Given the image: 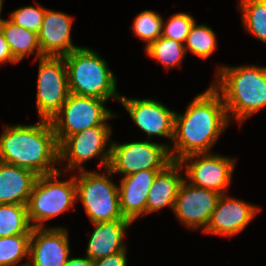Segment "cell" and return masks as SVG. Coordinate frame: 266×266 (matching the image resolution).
<instances>
[{
	"mask_svg": "<svg viewBox=\"0 0 266 266\" xmlns=\"http://www.w3.org/2000/svg\"><path fill=\"white\" fill-rule=\"evenodd\" d=\"M229 117L221 95L212 86L199 94L182 115L175 114L172 161L195 153H209L215 141L228 126Z\"/></svg>",
	"mask_w": 266,
	"mask_h": 266,
	"instance_id": "obj_1",
	"label": "cell"
},
{
	"mask_svg": "<svg viewBox=\"0 0 266 266\" xmlns=\"http://www.w3.org/2000/svg\"><path fill=\"white\" fill-rule=\"evenodd\" d=\"M0 161L31 170L36 175H49L60 169L59 144L50 120L40 119L35 125H15L0 136Z\"/></svg>",
	"mask_w": 266,
	"mask_h": 266,
	"instance_id": "obj_2",
	"label": "cell"
},
{
	"mask_svg": "<svg viewBox=\"0 0 266 266\" xmlns=\"http://www.w3.org/2000/svg\"><path fill=\"white\" fill-rule=\"evenodd\" d=\"M217 72L218 82L212 87L221 95L229 120L231 112L243 123L266 106V67H218Z\"/></svg>",
	"mask_w": 266,
	"mask_h": 266,
	"instance_id": "obj_3",
	"label": "cell"
},
{
	"mask_svg": "<svg viewBox=\"0 0 266 266\" xmlns=\"http://www.w3.org/2000/svg\"><path fill=\"white\" fill-rule=\"evenodd\" d=\"M69 92L108 100L120 99L116 93V78L104 59L89 48L79 47L64 56Z\"/></svg>",
	"mask_w": 266,
	"mask_h": 266,
	"instance_id": "obj_4",
	"label": "cell"
},
{
	"mask_svg": "<svg viewBox=\"0 0 266 266\" xmlns=\"http://www.w3.org/2000/svg\"><path fill=\"white\" fill-rule=\"evenodd\" d=\"M61 171L41 175L36 179L26 205L28 218L33 228H43L44 221L66 211L78 199L74 177L69 181L56 179L62 173ZM53 178L56 181H51Z\"/></svg>",
	"mask_w": 266,
	"mask_h": 266,
	"instance_id": "obj_5",
	"label": "cell"
},
{
	"mask_svg": "<svg viewBox=\"0 0 266 266\" xmlns=\"http://www.w3.org/2000/svg\"><path fill=\"white\" fill-rule=\"evenodd\" d=\"M108 174L80 171L79 178L74 176L77 187V198H80L86 214L92 223L113 220H128L121 214L119 207V189Z\"/></svg>",
	"mask_w": 266,
	"mask_h": 266,
	"instance_id": "obj_6",
	"label": "cell"
},
{
	"mask_svg": "<svg viewBox=\"0 0 266 266\" xmlns=\"http://www.w3.org/2000/svg\"><path fill=\"white\" fill-rule=\"evenodd\" d=\"M102 100L96 97L70 93L61 109L50 120L60 144L65 138L94 126H108L113 117Z\"/></svg>",
	"mask_w": 266,
	"mask_h": 266,
	"instance_id": "obj_7",
	"label": "cell"
},
{
	"mask_svg": "<svg viewBox=\"0 0 266 266\" xmlns=\"http://www.w3.org/2000/svg\"><path fill=\"white\" fill-rule=\"evenodd\" d=\"M111 158L108 169L125 176L143 170H163L172 162L170 146L142 141L116 144L111 142Z\"/></svg>",
	"mask_w": 266,
	"mask_h": 266,
	"instance_id": "obj_8",
	"label": "cell"
},
{
	"mask_svg": "<svg viewBox=\"0 0 266 266\" xmlns=\"http://www.w3.org/2000/svg\"><path fill=\"white\" fill-rule=\"evenodd\" d=\"M69 94L64 58H39L36 107L40 119L51 120L66 102Z\"/></svg>",
	"mask_w": 266,
	"mask_h": 266,
	"instance_id": "obj_9",
	"label": "cell"
},
{
	"mask_svg": "<svg viewBox=\"0 0 266 266\" xmlns=\"http://www.w3.org/2000/svg\"><path fill=\"white\" fill-rule=\"evenodd\" d=\"M111 134L109 126H94L84 131L78 132L65 138L59 144V161L67 159V169L73 170L79 167L80 171L84 170L81 165L100 155L102 165L109 166L111 158V146L104 151Z\"/></svg>",
	"mask_w": 266,
	"mask_h": 266,
	"instance_id": "obj_10",
	"label": "cell"
},
{
	"mask_svg": "<svg viewBox=\"0 0 266 266\" xmlns=\"http://www.w3.org/2000/svg\"><path fill=\"white\" fill-rule=\"evenodd\" d=\"M190 159L196 160L188 163ZM185 161V174L191 181L190 184L226 194L231 183L235 160L217 154L195 153L185 156L179 162L183 165Z\"/></svg>",
	"mask_w": 266,
	"mask_h": 266,
	"instance_id": "obj_11",
	"label": "cell"
},
{
	"mask_svg": "<svg viewBox=\"0 0 266 266\" xmlns=\"http://www.w3.org/2000/svg\"><path fill=\"white\" fill-rule=\"evenodd\" d=\"M187 183L184 178L173 211L188 228L204 226L205 231L222 194Z\"/></svg>",
	"mask_w": 266,
	"mask_h": 266,
	"instance_id": "obj_12",
	"label": "cell"
},
{
	"mask_svg": "<svg viewBox=\"0 0 266 266\" xmlns=\"http://www.w3.org/2000/svg\"><path fill=\"white\" fill-rule=\"evenodd\" d=\"M119 101L126 108L135 124L148 135L165 136L170 140L174 134L176 112L152 99H128L123 96Z\"/></svg>",
	"mask_w": 266,
	"mask_h": 266,
	"instance_id": "obj_13",
	"label": "cell"
},
{
	"mask_svg": "<svg viewBox=\"0 0 266 266\" xmlns=\"http://www.w3.org/2000/svg\"><path fill=\"white\" fill-rule=\"evenodd\" d=\"M69 252L68 234L64 228L32 229L29 266H64L69 259Z\"/></svg>",
	"mask_w": 266,
	"mask_h": 266,
	"instance_id": "obj_14",
	"label": "cell"
},
{
	"mask_svg": "<svg viewBox=\"0 0 266 266\" xmlns=\"http://www.w3.org/2000/svg\"><path fill=\"white\" fill-rule=\"evenodd\" d=\"M258 208L235 198L222 194L212 213L205 233L234 236L251 222Z\"/></svg>",
	"mask_w": 266,
	"mask_h": 266,
	"instance_id": "obj_15",
	"label": "cell"
},
{
	"mask_svg": "<svg viewBox=\"0 0 266 266\" xmlns=\"http://www.w3.org/2000/svg\"><path fill=\"white\" fill-rule=\"evenodd\" d=\"M72 17L65 13L46 9L38 33L43 56L64 57L79 48L71 39Z\"/></svg>",
	"mask_w": 266,
	"mask_h": 266,
	"instance_id": "obj_16",
	"label": "cell"
},
{
	"mask_svg": "<svg viewBox=\"0 0 266 266\" xmlns=\"http://www.w3.org/2000/svg\"><path fill=\"white\" fill-rule=\"evenodd\" d=\"M162 170H143L125 176L119 189V207L124 218L133 223L146 214V202L150 187L157 173Z\"/></svg>",
	"mask_w": 266,
	"mask_h": 266,
	"instance_id": "obj_17",
	"label": "cell"
},
{
	"mask_svg": "<svg viewBox=\"0 0 266 266\" xmlns=\"http://www.w3.org/2000/svg\"><path fill=\"white\" fill-rule=\"evenodd\" d=\"M38 175L0 161V204L27 205Z\"/></svg>",
	"mask_w": 266,
	"mask_h": 266,
	"instance_id": "obj_18",
	"label": "cell"
},
{
	"mask_svg": "<svg viewBox=\"0 0 266 266\" xmlns=\"http://www.w3.org/2000/svg\"><path fill=\"white\" fill-rule=\"evenodd\" d=\"M132 222L129 220H113L97 222L90 236L86 256L92 260H99L106 256L125 251L123 237L126 228Z\"/></svg>",
	"mask_w": 266,
	"mask_h": 266,
	"instance_id": "obj_19",
	"label": "cell"
},
{
	"mask_svg": "<svg viewBox=\"0 0 266 266\" xmlns=\"http://www.w3.org/2000/svg\"><path fill=\"white\" fill-rule=\"evenodd\" d=\"M182 166L179 161H172L153 180L146 202V214L157 211L165 206L174 209L183 178L178 173Z\"/></svg>",
	"mask_w": 266,
	"mask_h": 266,
	"instance_id": "obj_20",
	"label": "cell"
},
{
	"mask_svg": "<svg viewBox=\"0 0 266 266\" xmlns=\"http://www.w3.org/2000/svg\"><path fill=\"white\" fill-rule=\"evenodd\" d=\"M0 31L5 37L6 42L12 52L13 57L20 62L25 55L34 53L37 49V58L44 57L41 53L38 34L15 25L10 20L3 19L0 24Z\"/></svg>",
	"mask_w": 266,
	"mask_h": 266,
	"instance_id": "obj_21",
	"label": "cell"
},
{
	"mask_svg": "<svg viewBox=\"0 0 266 266\" xmlns=\"http://www.w3.org/2000/svg\"><path fill=\"white\" fill-rule=\"evenodd\" d=\"M32 229L26 205L0 204V238L31 235Z\"/></svg>",
	"mask_w": 266,
	"mask_h": 266,
	"instance_id": "obj_22",
	"label": "cell"
},
{
	"mask_svg": "<svg viewBox=\"0 0 266 266\" xmlns=\"http://www.w3.org/2000/svg\"><path fill=\"white\" fill-rule=\"evenodd\" d=\"M185 44L178 41L159 37L156 41L146 46V53L149 57L161 62L166 69L179 66L186 53Z\"/></svg>",
	"mask_w": 266,
	"mask_h": 266,
	"instance_id": "obj_23",
	"label": "cell"
},
{
	"mask_svg": "<svg viewBox=\"0 0 266 266\" xmlns=\"http://www.w3.org/2000/svg\"><path fill=\"white\" fill-rule=\"evenodd\" d=\"M240 7L246 29L266 42V0H240Z\"/></svg>",
	"mask_w": 266,
	"mask_h": 266,
	"instance_id": "obj_24",
	"label": "cell"
},
{
	"mask_svg": "<svg viewBox=\"0 0 266 266\" xmlns=\"http://www.w3.org/2000/svg\"><path fill=\"white\" fill-rule=\"evenodd\" d=\"M185 42L186 52L189 49L202 59L209 57L216 49V37L213 30L206 25L197 26L195 22L191 26Z\"/></svg>",
	"mask_w": 266,
	"mask_h": 266,
	"instance_id": "obj_25",
	"label": "cell"
},
{
	"mask_svg": "<svg viewBox=\"0 0 266 266\" xmlns=\"http://www.w3.org/2000/svg\"><path fill=\"white\" fill-rule=\"evenodd\" d=\"M31 235H13L0 238V266H16L29 256Z\"/></svg>",
	"mask_w": 266,
	"mask_h": 266,
	"instance_id": "obj_26",
	"label": "cell"
},
{
	"mask_svg": "<svg viewBox=\"0 0 266 266\" xmlns=\"http://www.w3.org/2000/svg\"><path fill=\"white\" fill-rule=\"evenodd\" d=\"M131 28L136 36L147 41L148 46L162 36L163 19L151 10H144L137 15Z\"/></svg>",
	"mask_w": 266,
	"mask_h": 266,
	"instance_id": "obj_27",
	"label": "cell"
},
{
	"mask_svg": "<svg viewBox=\"0 0 266 266\" xmlns=\"http://www.w3.org/2000/svg\"><path fill=\"white\" fill-rule=\"evenodd\" d=\"M194 22V18L186 13L172 15L166 25L163 22L162 36L184 44Z\"/></svg>",
	"mask_w": 266,
	"mask_h": 266,
	"instance_id": "obj_28",
	"label": "cell"
},
{
	"mask_svg": "<svg viewBox=\"0 0 266 266\" xmlns=\"http://www.w3.org/2000/svg\"><path fill=\"white\" fill-rule=\"evenodd\" d=\"M46 8L38 5V8L26 6L16 9L10 14V21L15 25L39 33Z\"/></svg>",
	"mask_w": 266,
	"mask_h": 266,
	"instance_id": "obj_29",
	"label": "cell"
},
{
	"mask_svg": "<svg viewBox=\"0 0 266 266\" xmlns=\"http://www.w3.org/2000/svg\"><path fill=\"white\" fill-rule=\"evenodd\" d=\"M94 266H127L126 250L94 260Z\"/></svg>",
	"mask_w": 266,
	"mask_h": 266,
	"instance_id": "obj_30",
	"label": "cell"
},
{
	"mask_svg": "<svg viewBox=\"0 0 266 266\" xmlns=\"http://www.w3.org/2000/svg\"><path fill=\"white\" fill-rule=\"evenodd\" d=\"M8 61L13 64L18 63V61L13 57L4 35L0 31V64L6 63Z\"/></svg>",
	"mask_w": 266,
	"mask_h": 266,
	"instance_id": "obj_31",
	"label": "cell"
},
{
	"mask_svg": "<svg viewBox=\"0 0 266 266\" xmlns=\"http://www.w3.org/2000/svg\"><path fill=\"white\" fill-rule=\"evenodd\" d=\"M64 266H94V260L89 257L85 258H69Z\"/></svg>",
	"mask_w": 266,
	"mask_h": 266,
	"instance_id": "obj_32",
	"label": "cell"
},
{
	"mask_svg": "<svg viewBox=\"0 0 266 266\" xmlns=\"http://www.w3.org/2000/svg\"><path fill=\"white\" fill-rule=\"evenodd\" d=\"M3 0H0V14H1V12H2V7H3ZM2 18L0 17V24H1V22H2Z\"/></svg>",
	"mask_w": 266,
	"mask_h": 266,
	"instance_id": "obj_33",
	"label": "cell"
},
{
	"mask_svg": "<svg viewBox=\"0 0 266 266\" xmlns=\"http://www.w3.org/2000/svg\"><path fill=\"white\" fill-rule=\"evenodd\" d=\"M18 266H29V265H28V263H26V264L23 263V264H20V265H18Z\"/></svg>",
	"mask_w": 266,
	"mask_h": 266,
	"instance_id": "obj_34",
	"label": "cell"
}]
</instances>
